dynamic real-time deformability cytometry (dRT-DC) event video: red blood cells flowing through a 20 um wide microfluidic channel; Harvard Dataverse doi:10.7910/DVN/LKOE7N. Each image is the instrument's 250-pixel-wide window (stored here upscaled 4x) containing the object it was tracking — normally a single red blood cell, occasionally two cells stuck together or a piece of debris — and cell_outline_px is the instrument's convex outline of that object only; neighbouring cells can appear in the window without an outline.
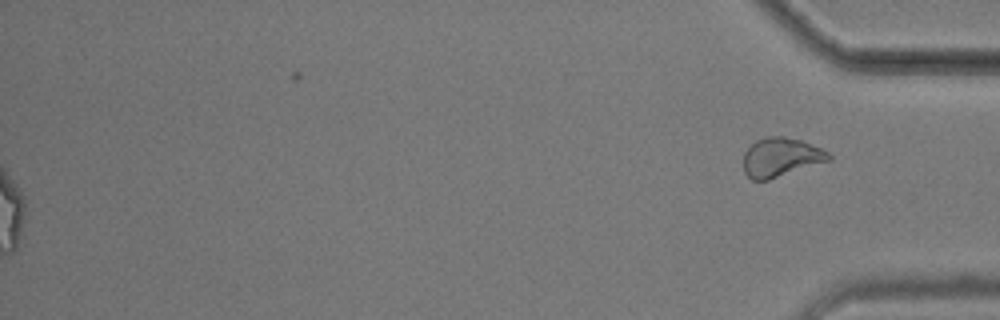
{"species": "common noctule bat (a hibernating species)", "species_latin": "Nyctalus noctula", "temperature_condition": "cold", "stored_images_in_passage": 44, "segment_of_instrument_passage": [2, 2], "camera_frame_rate_fps": 3000, "um_per_image_px": 0.085, "animal": {"sex": "male", "body_mass_g": 17.9}, "frame": {"image": 1, "passage_image": 44, "time_ms": 14.333, "image_size_px": [1000, 320], "cell_outline_px": [[832, 160], [768, 180], [752, 180], [744, 172], [744, 152], [756, 140], [768, 136], [784, 136], [800, 140], [820, 148], [828, 152], [832, 156]], "centroid_in_image_um": [66.38, 13.37], "position_along_channel_um": 368.8, "area_um2": 19.36}}